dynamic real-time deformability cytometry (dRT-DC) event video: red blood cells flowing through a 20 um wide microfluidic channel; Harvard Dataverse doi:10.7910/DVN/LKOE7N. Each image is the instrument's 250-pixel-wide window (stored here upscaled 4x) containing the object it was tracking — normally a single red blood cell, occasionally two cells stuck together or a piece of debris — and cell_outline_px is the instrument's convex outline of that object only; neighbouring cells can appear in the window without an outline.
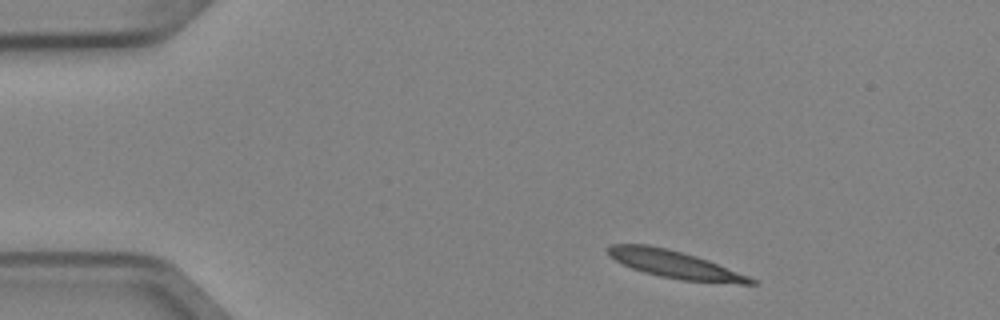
{"species": "Egyptian fruit bat (a non-hibernating species)", "species_latin": "Rousettus aegyptiacus", "temperature_condition": "cold", "stored_images_in_passage": 3, "camera_frame_rate_fps": 3000, "um_per_image_px": 0.085, "animal": {"sex": "female"}, "frame": {"image": 1, "passage_image": 1, "time_ms": 0.0, "image_size_px": [1000, 320], "cell_outline_px": [[760, 284], [740, 284], [680, 280], [660, 276], [644, 272], [632, 268], [616, 260], [608, 252], [608, 244], [648, 244], [668, 248], [696, 256], [708, 260], [748, 276], [756, 280]], "centroid_in_image_um": [57.39, 22.48], "position_along_channel_um": 27.6, "area_um2": 22.77}}
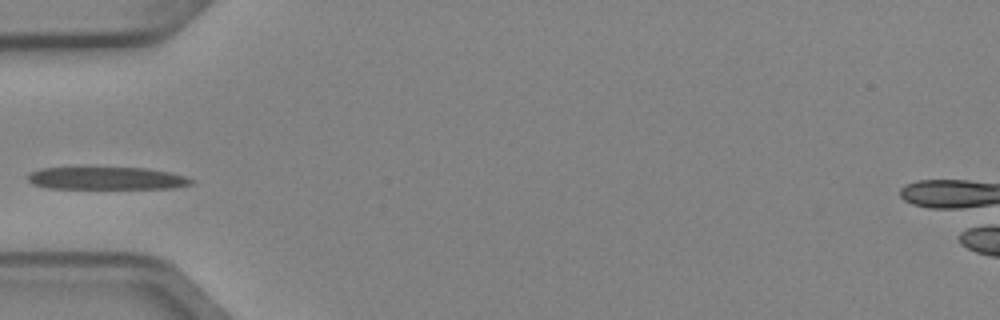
{"frame": {"image": 2, "passage_image": 3, "time_ms": 0.667, "image_size_px": [1000, 320], "cell_outline_px": [[196, 180], [192, 184], [172, 188], [48, 188], [32, 184], [28, 180], [28, 172], [40, 168], [148, 168], [172, 172], [188, 176]], "centroid_in_image_um": [9.12, 15.15], "position_along_channel_um": 75.9, "area_um2": 21.62}}